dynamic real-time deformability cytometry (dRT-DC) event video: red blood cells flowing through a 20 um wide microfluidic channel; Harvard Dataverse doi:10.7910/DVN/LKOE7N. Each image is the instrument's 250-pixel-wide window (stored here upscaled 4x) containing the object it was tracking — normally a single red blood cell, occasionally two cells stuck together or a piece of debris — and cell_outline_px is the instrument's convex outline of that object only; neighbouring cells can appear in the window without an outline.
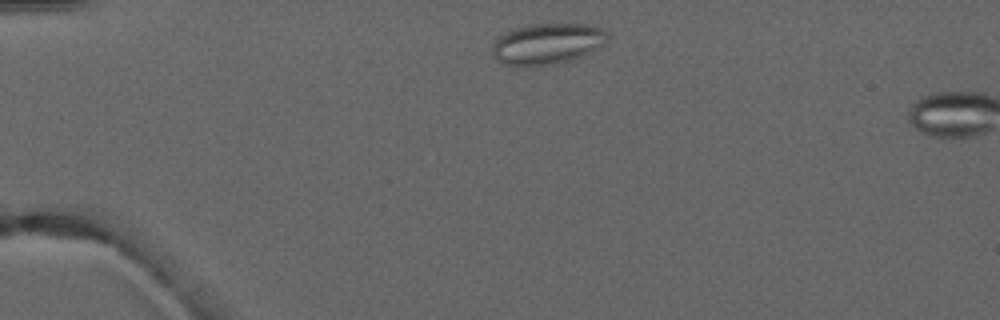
{"species": "common noctule bat (a hibernating species)", "species_latin": "Nyctalus noctula", "temperature_condition": "warm", "stored_images_in_passage": 2, "camera_frame_rate_fps": 3000, "um_per_image_px": 0.085, "animal": {"sex": "male", "forearm_length_mm": 52.5}, "frame": {"image": 1, "passage_image": 1, "time_ms": 0.0, "image_size_px": [1000, 320], "cell_outline_px": [[608, 40], [604, 44], [584, 56], [572, 60], [556, 64], [520, 68], [504, 64], [496, 60], [492, 56], [492, 44], [500, 36], [516, 28], [532, 24], [596, 24], [604, 28], [608, 32]], "centroid_in_image_um": [46.55, 3.74], "position_along_channel_um": 38.5, "area_um2": 28.21}}